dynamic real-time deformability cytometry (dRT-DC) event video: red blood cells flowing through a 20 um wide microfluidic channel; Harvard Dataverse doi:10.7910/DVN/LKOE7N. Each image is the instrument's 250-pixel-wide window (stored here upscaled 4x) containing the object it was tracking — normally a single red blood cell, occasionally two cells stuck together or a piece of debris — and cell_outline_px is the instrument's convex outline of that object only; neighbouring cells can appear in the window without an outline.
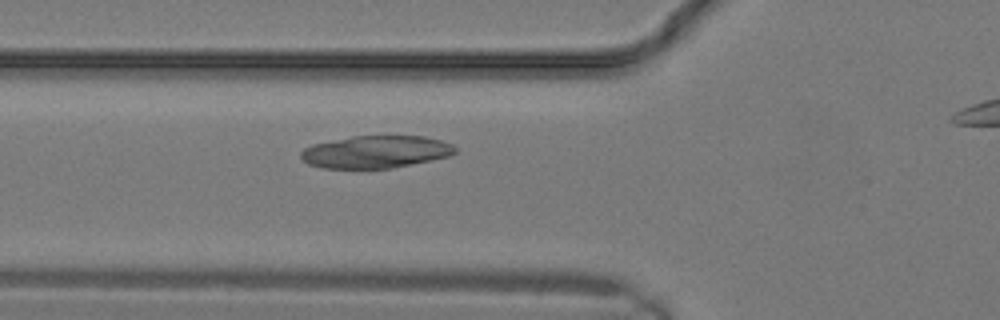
{"species": "common noctule bat (a hibernating species)", "species_latin": "Nyctalus noctula", "temperature_condition": "warm", "stored_images_in_passage": 5, "camera_frame_rate_fps": 3000, "um_per_image_px": 0.085, "animal": {"sex": "male", "body_mass_g": 19.2, "forearm_length_mm": 51.8}, "frame": {"image": 1, "passage_image": 4, "time_ms": 1.0, "image_size_px": [1000, 320], "cell_outline_px": [[456, 152], [448, 156], [432, 160], [392, 168], [324, 168], [308, 164], [300, 156], [300, 152], [304, 148], [312, 144], [352, 136], [424, 136], [440, 140], [452, 144], [456, 148]], "centroid_in_image_um": [31.93, 12.9], "position_along_channel_um": 93.9, "area_um2": 29.07}}